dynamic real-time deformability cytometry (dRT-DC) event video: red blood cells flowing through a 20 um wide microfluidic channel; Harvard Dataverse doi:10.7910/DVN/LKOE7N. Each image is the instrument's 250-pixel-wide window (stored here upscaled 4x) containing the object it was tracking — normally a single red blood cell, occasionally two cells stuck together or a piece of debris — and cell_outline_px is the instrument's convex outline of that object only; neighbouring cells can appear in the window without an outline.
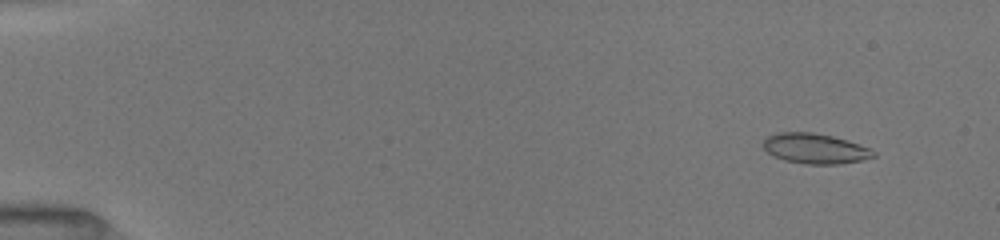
{"species": "common noctule bat (a hibernating species)", "species_latin": "Nyctalus noctula", "temperature_condition": "room temperature", "stored_images_in_passage": 52, "camera_frame_rate_fps": 3000, "um_per_image_px": 0.085, "animal": {"sex": "female", "body_mass_g": 19.5, "forearm_length_mm": 54.1}, "frame": {"image": 1, "passage_image": 5, "time_ms": 1.333, "image_size_px": [1000, 240], "cell_outline_px": [[876, 156], [860, 160], [840, 164], [808, 164], [784, 160], [772, 156], [760, 144], [768, 136], [776, 132], [812, 132], [832, 136], [848, 140], [868, 148], [876, 152]], "centroid_in_image_um": [69.24, 12.62], "position_along_channel_um": 15.8, "area_um2": 19.42}}
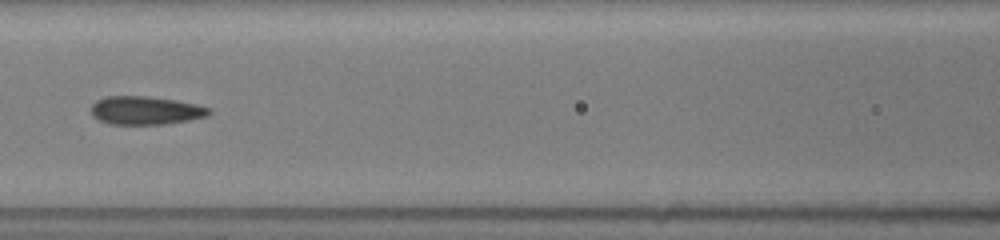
{"frame": {"image": 2, "passage_image": 25, "time_ms": 8.0, "image_size_px": [1000, 240], "cell_outline_px": [[212, 112], [208, 116], [188, 120], [164, 124], [108, 124], [92, 116], [92, 104], [96, 100], [104, 96], [148, 96], [176, 100], [196, 104], [212, 108]], "centroid_in_image_um": [12.39, 9.38], "position_along_channel_um": 154.2, "area_um2": 19.59}}
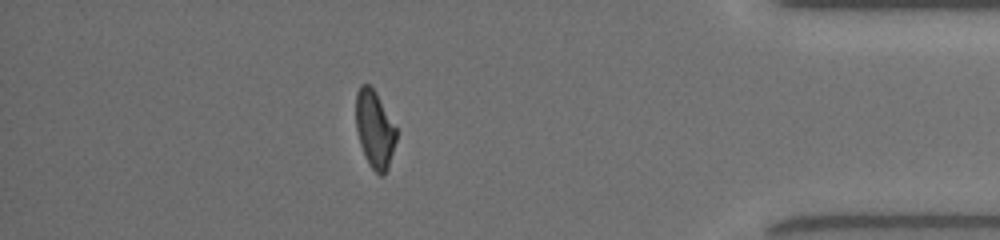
{"frame": {"image": 3, "passage_image": 46, "time_ms": 15.0, "image_size_px": [1000, 240], "cell_outline_px": [[396, 140], [388, 168], [384, 176], [380, 176], [368, 164], [360, 144], [356, 128], [356, 92], [360, 84], [368, 84], [376, 92], [396, 128]], "centroid_in_image_um": [31.83, 11.0], "position_along_channel_um": 403.4, "area_um2": 18.15}, "authors_computed_cell_mechanics": {"area_um2": 19.4208, "velocity_mm_per_s": 4.0518, "shape_relaxation_time_tau1_ms": 5.1497, "shape_relaxation_time_tau2_ms": 1.1573, "deformation_change_tau1": 0.1721, "deformation_change_tau2": 0.0855}}